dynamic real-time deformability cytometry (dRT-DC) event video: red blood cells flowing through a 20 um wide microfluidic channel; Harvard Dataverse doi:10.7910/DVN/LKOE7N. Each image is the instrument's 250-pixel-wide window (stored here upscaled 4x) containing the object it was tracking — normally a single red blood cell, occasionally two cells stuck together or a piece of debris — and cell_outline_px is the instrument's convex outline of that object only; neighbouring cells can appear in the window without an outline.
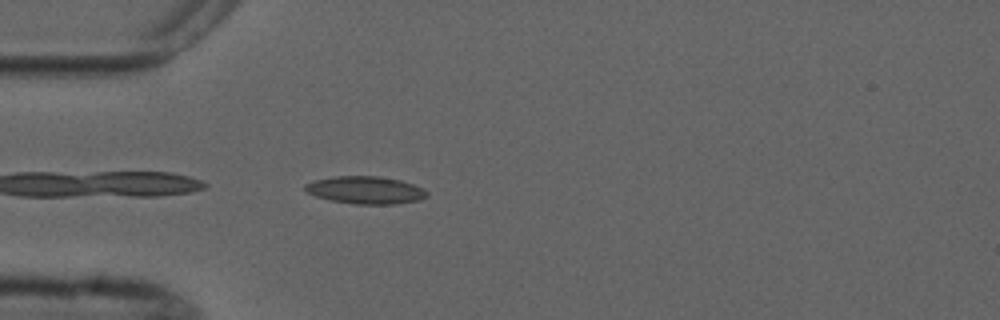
{"species": "common noctule bat (a hibernating species)", "species_latin": "Nyctalus noctula", "temperature_condition": "cold", "stored_images_in_passage": 5, "camera_frame_rate_fps": 3000, "um_per_image_px": 0.085, "animal": {"sex": "male", "forearm_length_mm": 52.5}, "frame": {"image": 1, "passage_image": 5, "time_ms": 4.667, "image_size_px": [1000, 320], "cell_outline_px": [[428, 196], [420, 200], [396, 204], [356, 204], [332, 200], [316, 196], [304, 192], [304, 184], [312, 180], [332, 176], [380, 176], [400, 180], [424, 188], [428, 192]], "centroid_in_image_um": [31.05, 16.15], "position_along_channel_um": 53.9, "area_um2": 19.77}}